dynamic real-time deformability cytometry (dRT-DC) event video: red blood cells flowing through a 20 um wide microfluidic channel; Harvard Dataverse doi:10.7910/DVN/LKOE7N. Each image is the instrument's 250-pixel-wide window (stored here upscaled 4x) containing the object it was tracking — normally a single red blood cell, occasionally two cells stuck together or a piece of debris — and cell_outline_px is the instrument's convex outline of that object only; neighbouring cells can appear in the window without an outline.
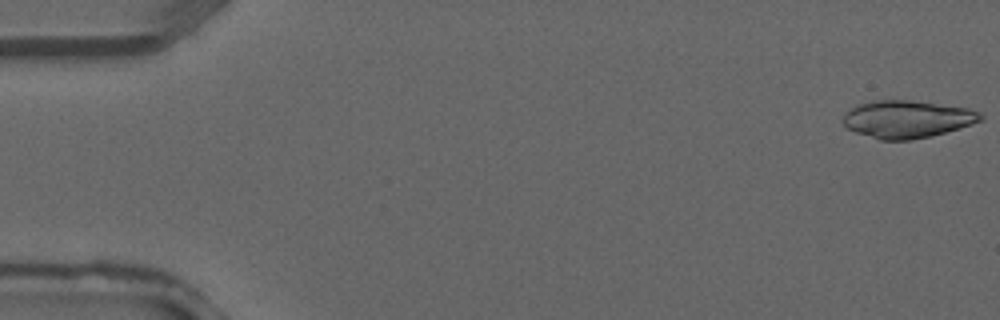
{"species": "common noctule bat (a hibernating species)", "species_latin": "Nyctalus noctula", "temperature_condition": "warm", "stored_images_in_passage": 12, "camera_frame_rate_fps": 3000, "um_per_image_px": 0.085, "animal": {"sex": "male", "forearm_length_mm": 52.5}, "frame": {"image": 1, "passage_image": 1, "time_ms": 0.0, "image_size_px": [1000, 320], "cell_outline_px": [[984, 120], [972, 124], [944, 132], [912, 140], [880, 140], [856, 132], [848, 128], [844, 124], [844, 116], [856, 104], [876, 100], [908, 100], [968, 108], [980, 112], [984, 116]], "centroid_in_image_um": [77.12, 10.12], "position_along_channel_um": 7.9, "area_um2": 29.71}}